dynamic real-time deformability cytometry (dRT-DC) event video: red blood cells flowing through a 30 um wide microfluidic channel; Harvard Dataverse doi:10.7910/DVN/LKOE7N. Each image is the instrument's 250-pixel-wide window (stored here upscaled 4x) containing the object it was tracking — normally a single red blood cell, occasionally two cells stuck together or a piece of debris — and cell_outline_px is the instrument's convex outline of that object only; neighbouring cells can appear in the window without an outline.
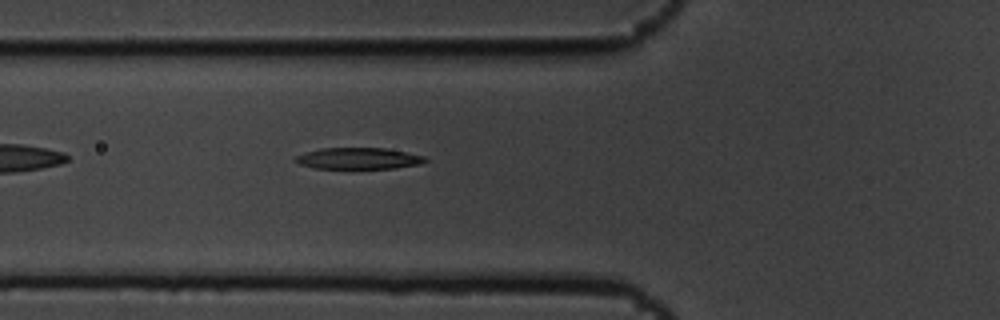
{"species": "common noctule bat (a hibernating species)", "species_latin": "Nyctalus noctula", "temperature_condition": "cold", "stored_images_in_passage": 3, "camera_frame_rate_fps": 3000, "um_per_image_px": 0.085, "animal": {"sex": "male", "body_mass_g": 19.5, "forearm_length_mm": 54.6}, "frame": {"image": 1, "passage_image": 3, "time_ms": 0.667, "image_size_px": [1000, 320], "cell_outline_px": [[428, 160], [420, 164], [392, 168], [312, 168], [300, 164], [292, 160], [296, 156], [304, 152], [320, 148], [384, 148], [424, 156]], "centroid_in_image_um": [30.41, 13.46], "position_along_channel_um": 95.4, "area_um2": 16.07}}